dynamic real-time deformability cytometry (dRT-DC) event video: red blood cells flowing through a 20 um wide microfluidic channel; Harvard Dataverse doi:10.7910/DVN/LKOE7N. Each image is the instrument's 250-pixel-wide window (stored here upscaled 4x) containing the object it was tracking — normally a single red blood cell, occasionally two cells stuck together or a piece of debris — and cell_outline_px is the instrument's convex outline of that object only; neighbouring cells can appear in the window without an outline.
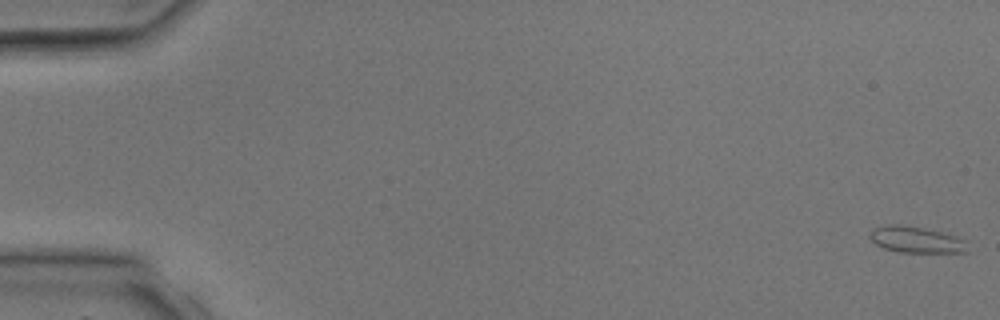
{"species": "common noctule bat (a hibernating species)", "species_latin": "Nyctalus noctula", "temperature_condition": "room temperature", "stored_images_in_passage": 4, "camera_frame_rate_fps": 3000, "um_per_image_px": 0.085, "animal": {"sex": "male", "body_mass_g": 17.9, "forearm_length_mm": 54.2}, "frame": {"image": 1, "passage_image": 1, "time_ms": 0.0, "image_size_px": [1000, 320], "cell_outline_px": [[968, 252], [900, 252], [884, 248], [876, 244], [868, 236], [872, 228], [888, 224], [900, 224], [940, 232], [964, 240]], "centroid_in_image_um": [77.79, 20.37], "position_along_channel_um": 7.2, "area_um2": 14.62}}
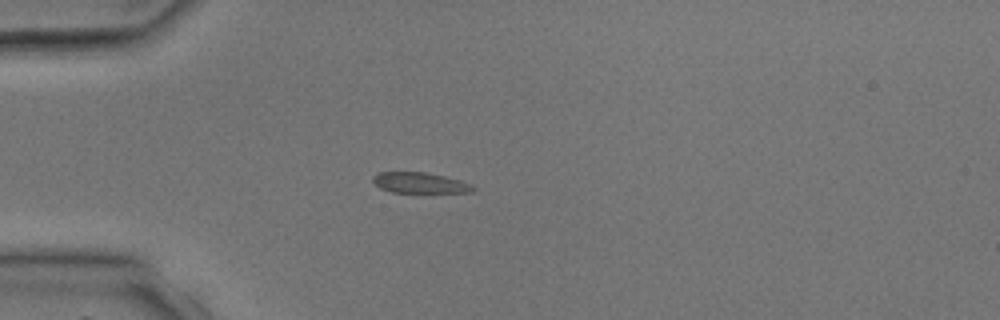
{"frame": {"image": 2, "passage_image": 4, "time_ms": 3.667, "image_size_px": [1000, 320], "cell_outline_px": [[476, 188], [472, 192], [392, 192], [380, 188], [372, 180], [372, 176], [380, 172], [424, 172], [444, 176], [460, 180]], "centroid_in_image_um": [35.65, 15.53], "position_along_channel_um": 49.3, "area_um2": 11.85}}